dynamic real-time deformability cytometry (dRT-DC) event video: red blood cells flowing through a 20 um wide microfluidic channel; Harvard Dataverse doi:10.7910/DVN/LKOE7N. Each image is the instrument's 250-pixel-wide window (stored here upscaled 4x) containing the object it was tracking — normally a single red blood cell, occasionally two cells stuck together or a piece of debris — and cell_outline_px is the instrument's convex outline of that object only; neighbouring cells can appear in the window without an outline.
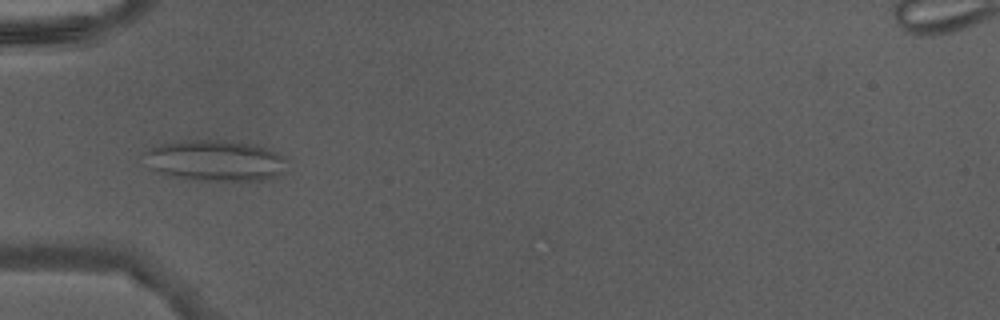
{"species": "Egyptian fruit bat (a non-hibernating species)", "species_latin": "Rousettus aegyptiacus", "temperature_condition": "warm", "stored_images_in_passage": 45, "camera_frame_rate_fps": 3000, "um_per_image_px": 0.085, "animal": {"sex": "male"}, "frame": {"image": 1, "passage_image": 14, "time_ms": 4.333, "image_size_px": [1000, 320], "cell_outline_px": [[288, 160], [284, 172], [276, 176], [264, 180], [196, 180], [172, 176], [160, 172], [152, 168], [144, 152], [160, 144], [184, 140], [232, 140], [252, 144], [288, 156]], "centroid_in_image_um": [18.39, 13.64], "position_along_channel_um": 66.6, "area_um2": 33.93}}
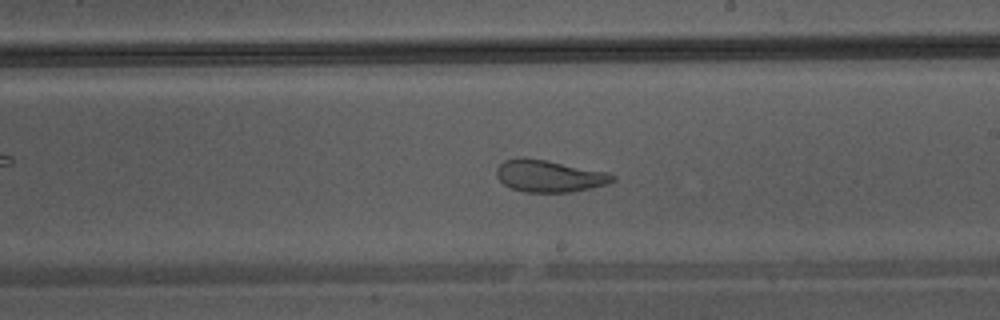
{"frame": {"image": 2, "passage_image": 26, "time_ms": 8.333, "image_size_px": [1000, 320], "cell_outline_px": [[616, 180], [608, 184], [592, 188], [572, 192], [524, 192], [512, 188], [504, 184], [496, 176], [496, 168], [504, 160], [516, 156], [548, 160], [608, 172], [616, 176]], "centroid_in_image_um": [46.7, 14.95], "position_along_channel_um": 242.3, "area_um2": 21.96}}